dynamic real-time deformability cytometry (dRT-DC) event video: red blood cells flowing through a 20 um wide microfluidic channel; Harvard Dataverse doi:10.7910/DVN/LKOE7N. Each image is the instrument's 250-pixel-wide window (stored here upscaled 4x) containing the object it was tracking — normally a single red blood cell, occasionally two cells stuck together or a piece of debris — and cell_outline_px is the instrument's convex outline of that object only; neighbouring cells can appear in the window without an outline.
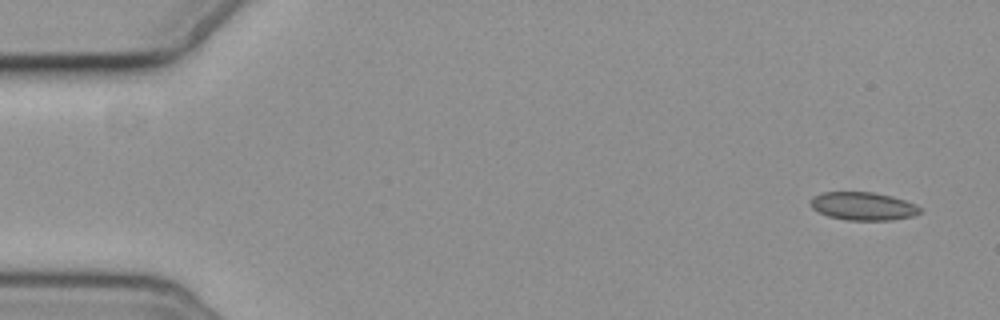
{"species": "common noctule bat (a hibernating species)", "species_latin": "Nyctalus noctula", "temperature_condition": "cold", "stored_images_in_passage": 4, "camera_frame_rate_fps": 3000, "um_per_image_px": 0.085, "animal": {"sex": "female", "body_mass_g": 19.3, "forearm_length_mm": 54.1}, "frame": {"image": 1, "passage_image": 1, "time_ms": 0.0, "image_size_px": [1000, 320], "cell_outline_px": [[920, 212], [912, 216], [892, 220], [848, 220], [828, 216], [812, 208], [812, 196], [824, 192], [872, 192], [892, 196], [916, 204], [920, 208]], "centroid_in_image_um": [73.37, 17.52], "position_along_channel_um": 11.6, "area_um2": 17.74}}
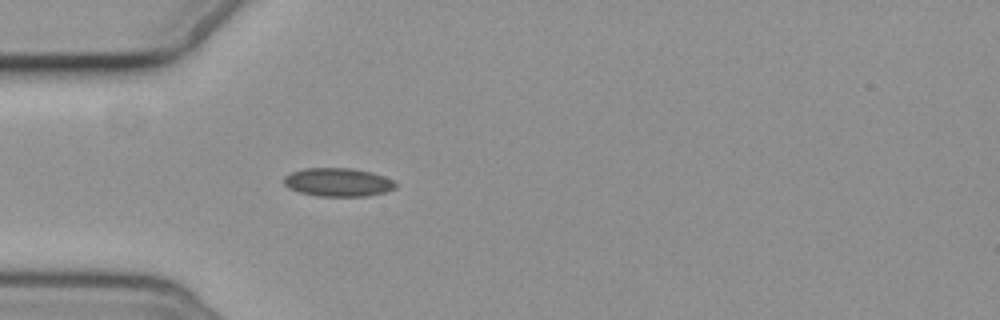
{"frame": {"image": 2, "passage_image": 4, "time_ms": 4.667, "image_size_px": [1000, 320], "cell_outline_px": [[396, 188], [384, 192], [368, 196], [320, 196], [300, 192], [288, 188], [284, 184], [284, 176], [292, 172], [304, 168], [352, 168], [372, 172], [384, 176], [392, 180], [396, 184]], "centroid_in_image_um": [28.73, 15.48], "position_along_channel_um": 56.3, "area_um2": 18.5}}